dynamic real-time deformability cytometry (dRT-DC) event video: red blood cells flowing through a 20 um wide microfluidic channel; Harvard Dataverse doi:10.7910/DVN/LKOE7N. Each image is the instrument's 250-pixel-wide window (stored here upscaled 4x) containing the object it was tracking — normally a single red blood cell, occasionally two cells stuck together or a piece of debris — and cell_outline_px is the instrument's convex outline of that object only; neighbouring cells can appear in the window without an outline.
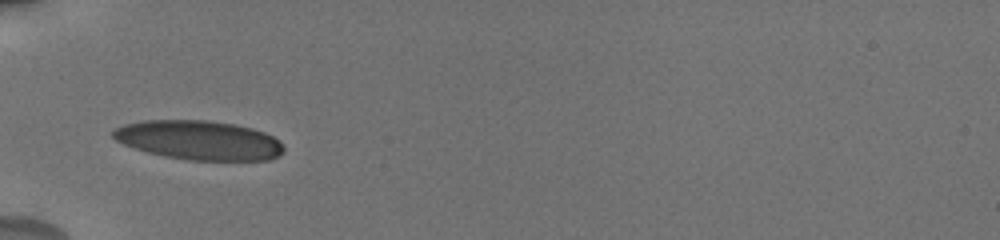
{"species": "human", "species_latin": "Homo sapiens", "temperature_condition": "cold", "stored_images_in_passage": 2, "camera_frame_rate_fps": 3000, "um_per_image_px": 0.085, "donor": {"sex": "male"}, "frame": {"image": 1, "passage_image": 1, "time_ms": 0.0, "image_size_px": [1000, 240], "cell_outline_px": [[284, 152], [280, 156], [268, 160], [188, 160], [164, 156], [148, 152], [124, 144], [116, 140], [112, 136], [112, 132], [116, 128], [124, 124], [144, 120], [208, 120], [236, 124], [252, 128], [264, 132], [280, 140], [284, 148]], "centroid_in_image_um": [16.95, 11.91], "position_along_channel_um": 68.1, "area_um2": 39.13}}